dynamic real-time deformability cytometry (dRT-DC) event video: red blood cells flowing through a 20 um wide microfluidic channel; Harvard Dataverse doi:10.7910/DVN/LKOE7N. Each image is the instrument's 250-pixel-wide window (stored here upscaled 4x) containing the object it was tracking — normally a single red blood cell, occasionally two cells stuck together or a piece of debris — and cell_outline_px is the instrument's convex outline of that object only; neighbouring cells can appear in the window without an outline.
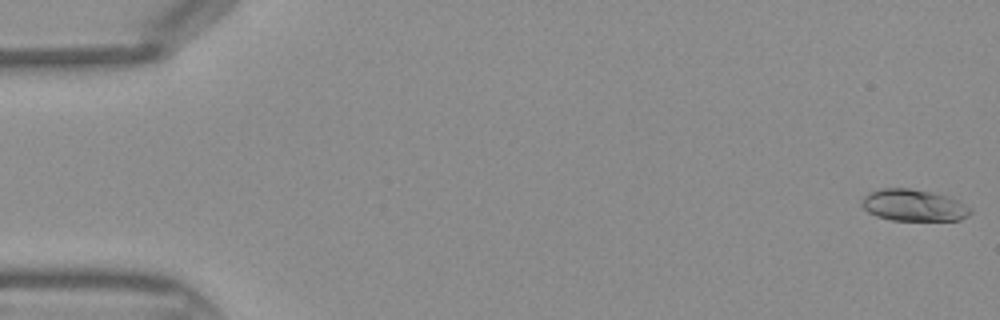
{"species": "Egyptian fruit bat (a non-hibernating species)", "species_latin": "Rousettus aegyptiacus", "temperature_condition": "warm", "stored_images_in_passage": 45, "camera_frame_rate_fps": 3000, "um_per_image_px": 0.085, "frame": {"image": 1, "passage_image": 1, "time_ms": 0.0, "image_size_px": [1000, 320], "cell_outline_px": [[972, 212], [968, 216], [960, 220], [892, 220], [876, 216], [868, 212], [860, 204], [860, 200], [868, 192], [880, 188], [908, 188], [948, 196], [960, 200], [972, 208]], "centroid_in_image_um": [77.66, 17.45], "position_along_channel_um": 7.3, "area_um2": 20.29}}
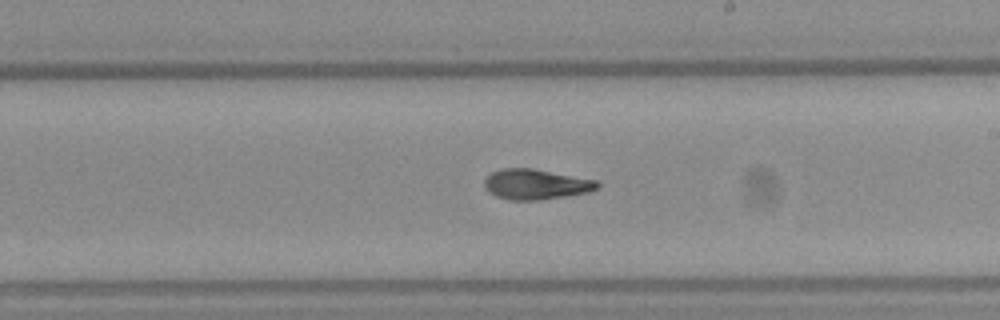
{"frame": {"image": 2, "passage_image": 26, "time_ms": 8.333, "image_size_px": [1000, 320], "cell_outline_px": [[600, 188], [588, 192], [540, 200], [508, 200], [496, 196], [488, 192], [484, 188], [484, 180], [492, 172], [504, 168], [532, 168], [596, 180], [600, 184]], "centroid_in_image_um": [45.53, 15.67], "position_along_channel_um": 243.5, "area_um2": 19.94}}
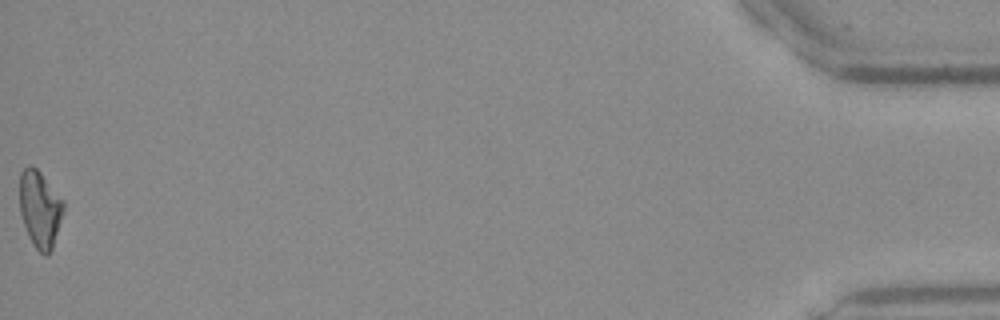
{"frame": {"image": 3, "passage_image": 45, "time_ms": 14.667, "image_size_px": [1000, 320], "cell_outline_px": [[64, 208], [52, 248], [48, 256], [44, 256], [32, 244], [28, 236], [20, 212], [20, 172], [28, 164], [32, 164], [40, 172], [64, 200]], "centroid_in_image_um": [3.38, 17.75], "position_along_channel_um": 431.8, "area_um2": 19.59}}